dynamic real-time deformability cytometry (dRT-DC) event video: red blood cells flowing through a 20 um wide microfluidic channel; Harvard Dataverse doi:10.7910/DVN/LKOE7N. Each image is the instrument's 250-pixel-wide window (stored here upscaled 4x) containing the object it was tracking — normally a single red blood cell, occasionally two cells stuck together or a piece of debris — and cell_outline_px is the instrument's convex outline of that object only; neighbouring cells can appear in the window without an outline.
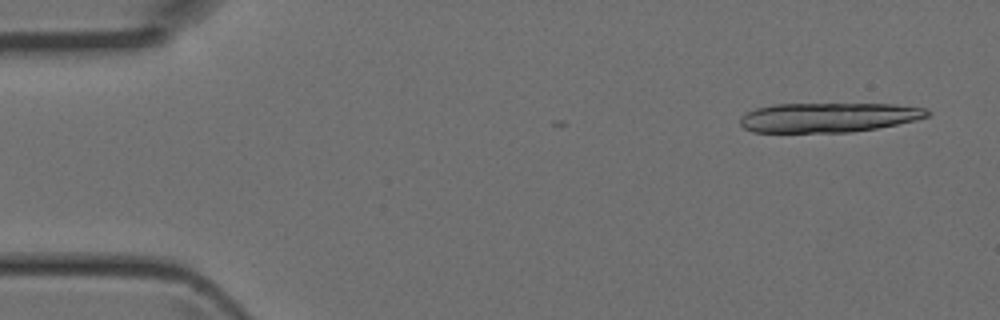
{"species": "Egyptian fruit bat (a non-hibernating species)", "species_latin": "Rousettus aegyptiacus", "temperature_condition": "room temperature", "stored_images_in_passage": 2, "camera_frame_rate_fps": 3000, "um_per_image_px": 0.085, "animal": {"sex": "female"}, "frame": {"image": 1, "passage_image": 2, "time_ms": 0.333, "image_size_px": [1000, 320], "cell_outline_px": [[932, 112], [928, 116], [916, 120], [876, 128], [852, 132], [752, 132], [744, 128], [740, 124], [740, 116], [756, 108], [772, 104], [896, 104], [924, 108]], "centroid_in_image_um": [70.4, 9.98], "position_along_channel_um": 14.6, "area_um2": 32.25}}